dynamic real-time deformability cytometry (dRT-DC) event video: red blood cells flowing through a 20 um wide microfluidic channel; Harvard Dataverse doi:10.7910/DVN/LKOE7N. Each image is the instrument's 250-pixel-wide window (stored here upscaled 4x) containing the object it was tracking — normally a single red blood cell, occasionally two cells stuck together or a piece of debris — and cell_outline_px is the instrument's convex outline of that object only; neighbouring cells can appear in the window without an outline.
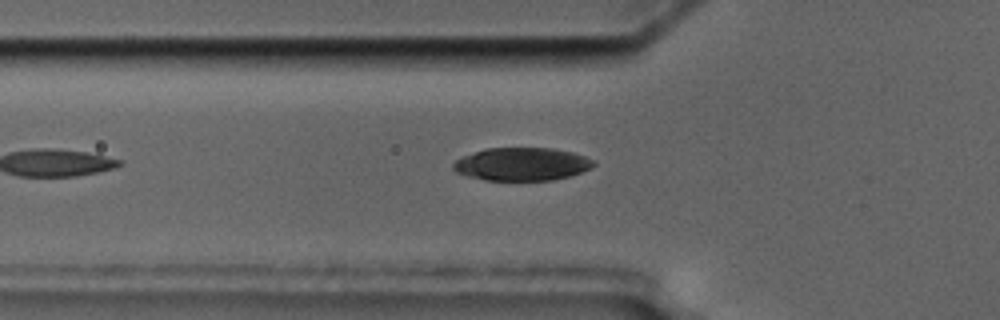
{"species": "common noctule bat (a hibernating species)", "species_latin": "Nyctalus noctula", "temperature_condition": "cold", "stored_images_in_passage": 14, "camera_frame_rate_fps": 3000, "um_per_image_px": 0.085, "animal": {"sex": "male", "body_mass_g": 17.5, "forearm_length_mm": 52.3}, "frame": {"image": 1, "passage_image": 5, "time_ms": 6.333, "image_size_px": [1000, 320], "cell_outline_px": [[596, 164], [592, 168], [568, 176], [552, 180], [484, 180], [468, 176], [456, 172], [452, 168], [452, 164], [456, 160], [464, 156], [484, 148], [552, 148], [572, 152], [596, 160]], "centroid_in_image_um": [44.37, 13.95], "position_along_channel_um": 81.4, "area_um2": 26.99}}
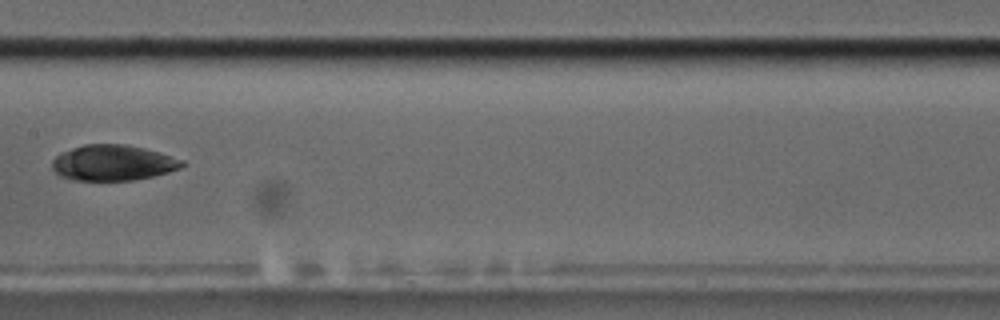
{"frame": {"image": 2, "passage_image": 8, "time_ms": 9.667, "image_size_px": [1000, 320], "cell_outline_px": [[188, 164], [180, 168], [168, 172], [152, 176], [132, 180], [72, 180], [60, 176], [52, 168], [52, 160], [60, 152], [84, 144], [124, 144], [144, 148], [160, 152], [184, 160]], "centroid_in_image_um": [9.61, 13.83], "position_along_channel_um": 197.8, "area_um2": 27.11}, "authors_computed_cell_mechanics": {"area_um2": 28.0619, "velocity_mm_per_s": 3.4751, "shape_relaxation_time_tau1_ms": 3.3502, "shape_relaxation_time_tau2_ms": 3.1424, "deformation_change_tau1": 0.1334, "deformation_change_tau2": 0.0552}}